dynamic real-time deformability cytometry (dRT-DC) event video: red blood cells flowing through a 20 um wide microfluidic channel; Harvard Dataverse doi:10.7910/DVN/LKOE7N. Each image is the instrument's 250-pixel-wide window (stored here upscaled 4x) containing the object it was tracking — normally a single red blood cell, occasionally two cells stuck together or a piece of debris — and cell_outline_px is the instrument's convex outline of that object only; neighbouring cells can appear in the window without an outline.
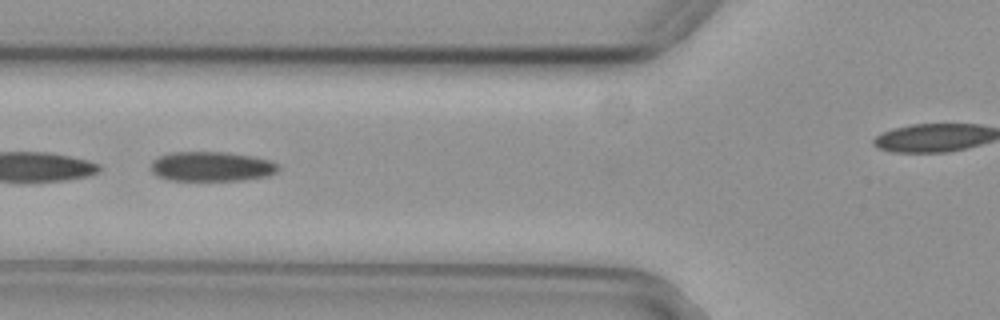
{"species": "common noctule bat (a hibernating species)", "species_latin": "Nyctalus noctula", "temperature_condition": "cold", "stored_images_in_passage": 27, "camera_frame_rate_fps": 3000, "um_per_image_px": 0.085, "animal": {"sex": "female", "body_mass_g": 29.2, "forearm_length_mm": 56.3}, "frame": {"image": 1, "passage_image": 20, "time_ms": 6.333, "image_size_px": [1000, 320], "cell_outline_px": [[280, 168], [276, 172], [268, 176], [240, 180], [168, 180], [156, 176], [148, 168], [152, 160], [160, 156], [172, 152], [228, 152], [252, 156], [272, 160], [280, 164]], "centroid_in_image_um": [17.98, 14.15], "position_along_channel_um": 107.8, "area_um2": 22.37}}